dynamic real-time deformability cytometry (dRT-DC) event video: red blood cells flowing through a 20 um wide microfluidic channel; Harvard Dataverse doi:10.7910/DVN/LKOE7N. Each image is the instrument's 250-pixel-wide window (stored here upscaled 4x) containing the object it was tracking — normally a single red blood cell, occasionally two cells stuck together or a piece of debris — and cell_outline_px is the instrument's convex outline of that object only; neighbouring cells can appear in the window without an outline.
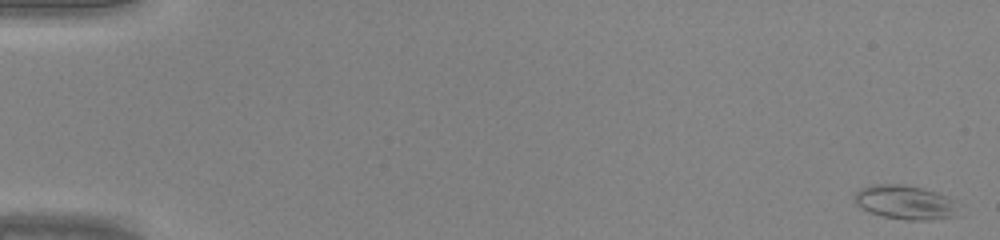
{"species": "common noctule bat (a hibernating species)", "species_latin": "Nyctalus noctula", "temperature_condition": "warm", "stored_images_in_passage": 46, "camera_frame_rate_fps": 3000, "um_per_image_px": 0.085, "animal": {"sex": "male", "body_mass_g": 20.0, "forearm_length_mm": 53.3}, "frame": {"image": 1, "passage_image": 1, "time_ms": 0.0, "image_size_px": [1000, 240], "cell_outline_px": [[964, 216], [932, 220], [908, 220], [884, 216], [868, 212], [860, 208], [856, 204], [852, 196], [860, 188], [872, 184], [904, 184], [924, 188], [936, 192], [956, 200]], "centroid_in_image_um": [77.03, 17.21], "position_along_channel_um": 8.0, "area_um2": 21.5}}
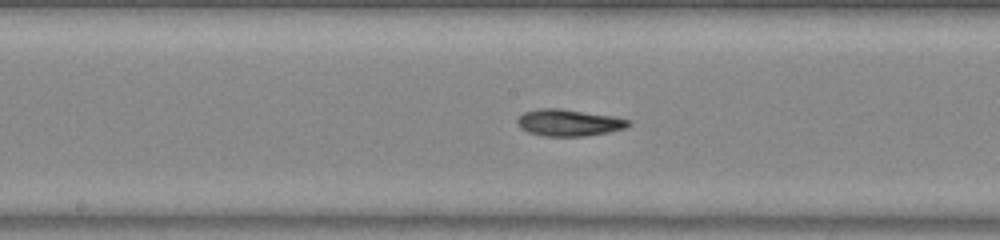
{"frame": {"image": 2, "passage_image": 25, "time_ms": 8.0, "image_size_px": [1000, 240], "cell_outline_px": [[632, 124], [624, 128], [608, 132], [584, 136], [544, 136], [528, 132], [520, 128], [516, 124], [516, 120], [524, 112], [540, 108], [560, 108], [612, 116], [632, 120]], "centroid_in_image_um": [48.34, 10.42], "position_along_channel_um": 199.9, "area_um2": 17.34}}
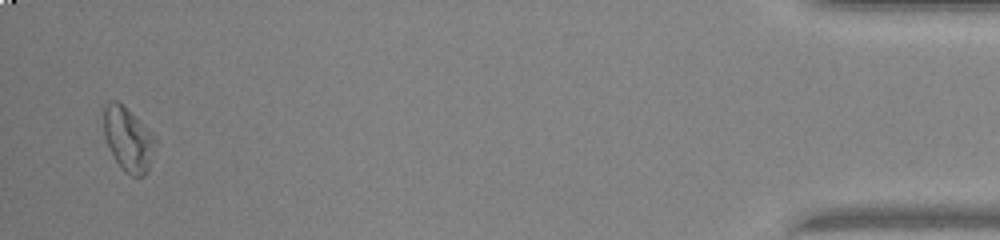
{"frame": {"image": 3, "passage_image": 45, "time_ms": 14.667, "image_size_px": [1000, 240], "cell_outline_px": [[156, 148], [152, 160], [144, 176], [132, 176], [124, 172], [116, 160], [104, 136], [104, 104], [112, 100], [116, 100], [148, 128], [156, 136]], "centroid_in_image_um": [10.92, 11.85], "position_along_channel_um": 424.3, "area_um2": 19.13}}